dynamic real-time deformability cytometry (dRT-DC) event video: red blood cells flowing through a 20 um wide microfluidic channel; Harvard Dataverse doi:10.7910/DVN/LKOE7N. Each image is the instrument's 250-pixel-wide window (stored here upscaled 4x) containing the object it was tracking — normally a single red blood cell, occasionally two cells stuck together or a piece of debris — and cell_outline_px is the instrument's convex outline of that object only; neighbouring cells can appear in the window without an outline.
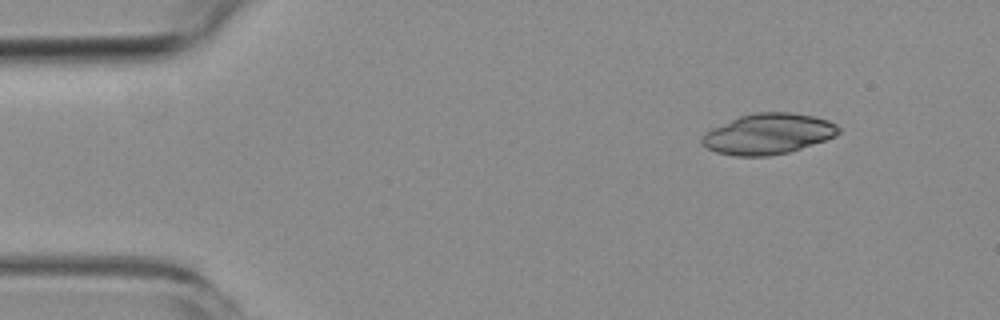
{"species": "common noctule bat (a hibernating species)", "species_latin": "Nyctalus noctula", "temperature_condition": "room temperature", "stored_images_in_passage": 6, "camera_frame_rate_fps": 3000, "um_per_image_px": 0.085, "animal": {"sex": "female", "body_mass_g": 19.3, "forearm_length_mm": 54.1}, "frame": {"image": 1, "passage_image": 1, "time_ms": 0.0, "image_size_px": [1000, 320], "cell_outline_px": [[840, 132], [836, 136], [788, 152], [768, 156], [732, 156], [716, 152], [700, 144], [700, 140], [712, 128], [740, 116], [756, 112], [792, 112], [812, 116], [828, 120], [836, 124], [840, 128]], "centroid_in_image_um": [65.29, 11.38], "position_along_channel_um": 19.7, "area_um2": 32.14}}
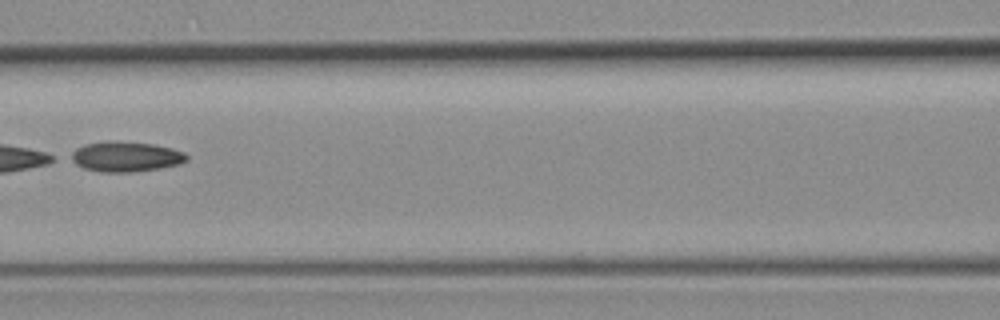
{"frame": {"image": 2, "passage_image": 6, "time_ms": 6.0, "image_size_px": [1000, 320], "cell_outline_px": [[188, 160], [180, 164], [160, 168], [132, 172], [100, 172], [84, 168], [68, 160], [64, 156], [76, 148], [84, 144], [112, 140], [152, 144], [172, 148], [184, 152], [188, 156]], "centroid_in_image_um": [10.61, 13.31], "position_along_channel_um": 156.0, "area_um2": 20.75}}